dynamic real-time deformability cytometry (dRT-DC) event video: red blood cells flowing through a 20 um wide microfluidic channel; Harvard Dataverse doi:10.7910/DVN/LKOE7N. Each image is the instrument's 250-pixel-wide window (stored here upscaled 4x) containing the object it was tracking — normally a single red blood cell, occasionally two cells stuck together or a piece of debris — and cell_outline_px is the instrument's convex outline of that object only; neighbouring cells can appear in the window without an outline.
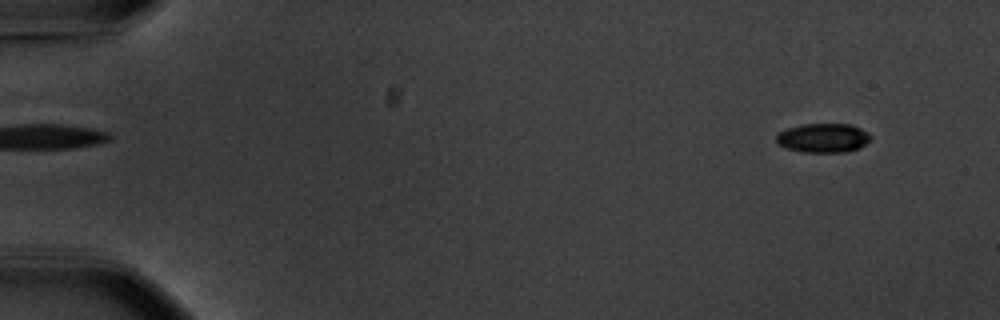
{"species": "common noctule bat (a hibernating species)", "species_latin": "Nyctalus noctula", "temperature_condition": "warm", "stored_images_in_passage": 56, "camera_frame_rate_fps": 3000, "um_per_image_px": 0.085, "animal": {"sex": "male", "body_mass_g": 20.1, "forearm_length_mm": 53.5}, "frame": {"image": 1, "passage_image": 5, "time_ms": 1.333, "image_size_px": [1000, 320], "cell_outline_px": [[872, 140], [860, 148], [844, 152], [800, 152], [784, 148], [776, 144], [776, 136], [780, 132], [788, 128], [804, 124], [852, 124], [868, 132], [872, 136]], "centroid_in_image_um": [69.99, 11.73], "position_along_channel_um": 15.0, "area_um2": 16.3}}
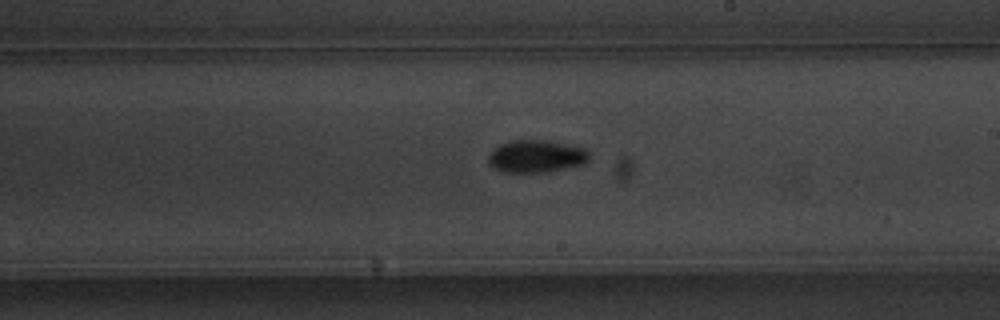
{"frame": {"image": 2, "passage_image": 34, "time_ms": 11.0, "image_size_px": [1000, 320], "cell_outline_px": [[588, 160], [584, 164], [552, 172], [500, 172], [492, 168], [488, 164], [488, 156], [492, 148], [500, 144], [512, 140], [548, 140], [588, 148]], "centroid_in_image_um": [45.56, 13.29], "position_along_channel_um": 243.4, "area_um2": 19.59}}
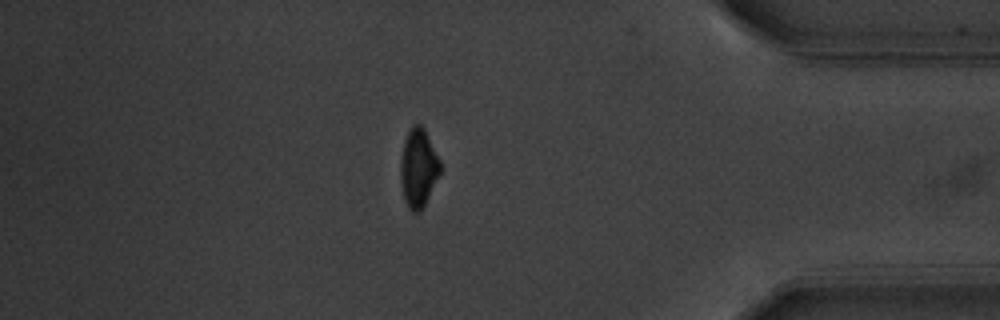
{"frame": {"image": 3, "passage_image": 49, "time_ms": 16.0, "image_size_px": [1000, 320], "cell_outline_px": [[440, 172], [420, 212], [412, 212], [408, 208], [404, 200], [400, 184], [400, 160], [404, 140], [408, 128], [412, 124], [420, 124], [424, 128], [440, 160]], "centroid_in_image_um": [35.52, 14.25], "position_along_channel_um": 399.7, "area_um2": 18.21}, "authors_computed_cell_mechanics": {"area_um2": 17.9758, "velocity_mm_per_s": 3.7015, "shape_relaxation_time_tau1_ms": 3.6715, "shape_relaxation_time_tau2_ms": null, "deformation_change_tau1": 0.1273, "deformation_change_tau2": null}}